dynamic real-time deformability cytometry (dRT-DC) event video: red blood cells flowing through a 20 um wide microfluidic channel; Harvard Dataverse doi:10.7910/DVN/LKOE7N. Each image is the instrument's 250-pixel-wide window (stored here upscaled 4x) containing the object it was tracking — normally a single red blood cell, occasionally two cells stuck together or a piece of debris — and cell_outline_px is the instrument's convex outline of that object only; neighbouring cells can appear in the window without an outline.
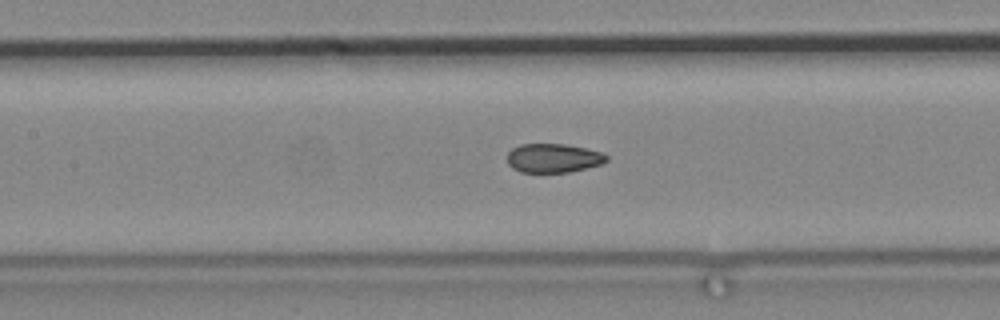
{"species": "common noctule bat (a hibernating species)", "species_latin": "Nyctalus noctula", "temperature_condition": "cold", "stored_images_in_passage": 83, "camera_frame_rate_fps": 3000, "um_per_image_px": 0.085, "animal": {"sex": "male", "body_mass_g": 19.2, "forearm_length_mm": 51.8}, "frame": {"image": 1, "passage_image": 47, "time_ms": 15.333, "image_size_px": [1000, 320], "cell_outline_px": [[608, 160], [600, 164], [568, 172], [520, 172], [512, 168], [508, 164], [508, 152], [512, 148], [520, 144], [564, 144], [604, 152], [608, 156]], "centroid_in_image_um": [47.02, 13.43], "position_along_channel_um": 160.4, "area_um2": 16.7}}
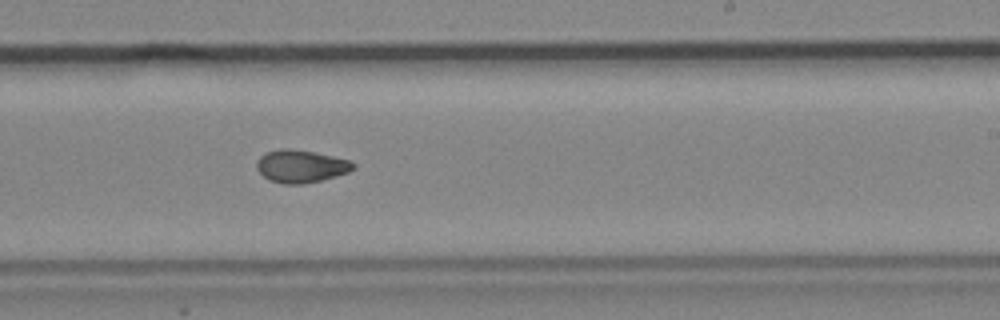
{"frame": {"image": 2, "passage_image": 57, "time_ms": 18.667, "image_size_px": [1000, 320], "cell_outline_px": [[356, 168], [348, 172], [336, 176], [304, 184], [284, 184], [268, 180], [256, 168], [256, 164], [260, 156], [268, 152], [280, 148], [288, 148], [312, 152], [352, 160], [356, 164]], "centroid_in_image_um": [25.6, 14.13], "position_along_channel_um": 263.4, "area_um2": 18.38}}
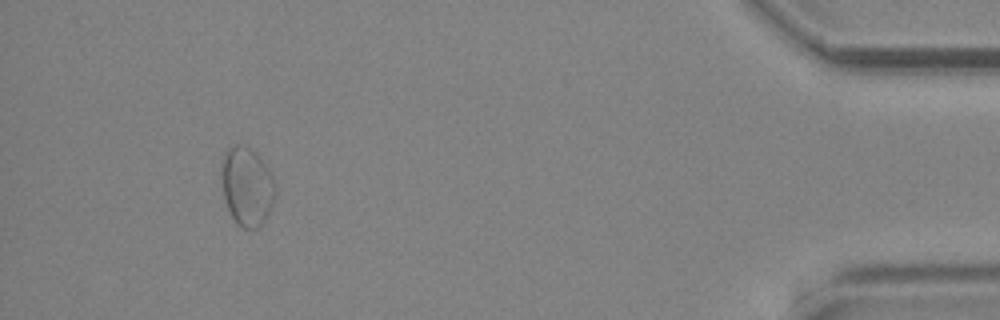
{"frame": {"image": 3, "passage_image": 78, "time_ms": 25.667, "image_size_px": [1000, 320], "cell_outline_px": [[276, 196], [268, 216], [260, 228], [240, 228], [236, 224], [228, 212], [224, 200], [220, 176], [220, 164], [224, 152], [228, 148], [236, 144], [244, 144], [256, 152], [260, 156], [268, 168], [276, 184]], "centroid_in_image_um": [20.97, 15.85], "position_along_channel_um": 414.2, "area_um2": 25.72}}